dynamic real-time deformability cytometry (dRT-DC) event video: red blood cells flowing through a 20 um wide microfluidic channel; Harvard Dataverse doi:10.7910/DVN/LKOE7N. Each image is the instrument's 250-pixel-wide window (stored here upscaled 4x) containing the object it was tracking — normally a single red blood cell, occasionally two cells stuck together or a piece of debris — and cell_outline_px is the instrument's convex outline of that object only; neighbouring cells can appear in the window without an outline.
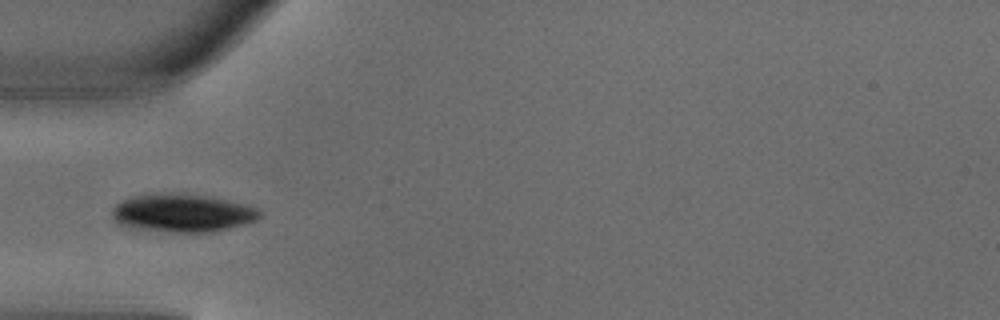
{"species": "common noctule bat (a hibernating species)", "species_latin": "Nyctalus noctula", "temperature_condition": "warm", "stored_images_in_passage": 4, "camera_frame_rate_fps": 3000, "um_per_image_px": 0.085, "animal": {"sex": "male", "body_mass_g": 18.8}, "frame": {"image": 1, "passage_image": 3, "time_ms": 0.667, "image_size_px": [1000, 320], "cell_outline_px": [[260, 216], [256, 220], [244, 224], [212, 232], [168, 232], [132, 228], [116, 224], [112, 220], [112, 208], [120, 200], [132, 196], [152, 192], [184, 192], [228, 200], [244, 204], [256, 208], [260, 212]], "centroid_in_image_um": [15.41, 18.08], "position_along_channel_um": 69.6, "area_um2": 33.41}}
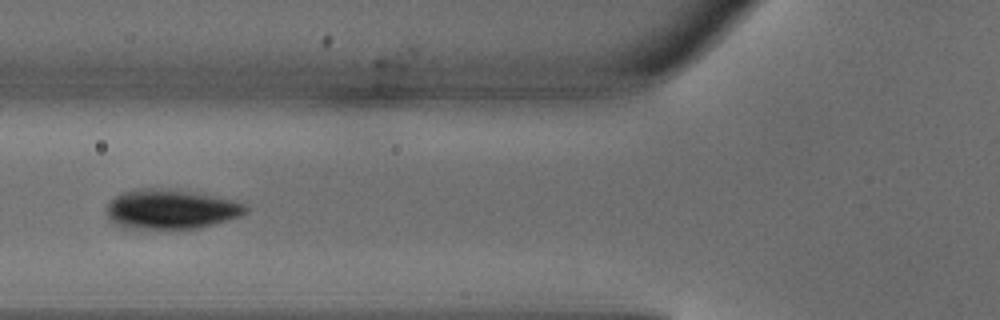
{"frame": {"image": 2, "passage_image": 4, "time_ms": 1.0, "image_size_px": [1000, 320], "cell_outline_px": [[248, 208], [240, 216], [200, 228], [168, 232], [156, 232], [120, 228], [112, 224], [108, 220], [108, 204], [112, 196], [120, 192], [140, 188], [160, 188], [188, 192], [236, 200], [244, 204]], "centroid_in_image_um": [14.41, 17.85], "position_along_channel_um": 111.4, "area_um2": 33.35}}